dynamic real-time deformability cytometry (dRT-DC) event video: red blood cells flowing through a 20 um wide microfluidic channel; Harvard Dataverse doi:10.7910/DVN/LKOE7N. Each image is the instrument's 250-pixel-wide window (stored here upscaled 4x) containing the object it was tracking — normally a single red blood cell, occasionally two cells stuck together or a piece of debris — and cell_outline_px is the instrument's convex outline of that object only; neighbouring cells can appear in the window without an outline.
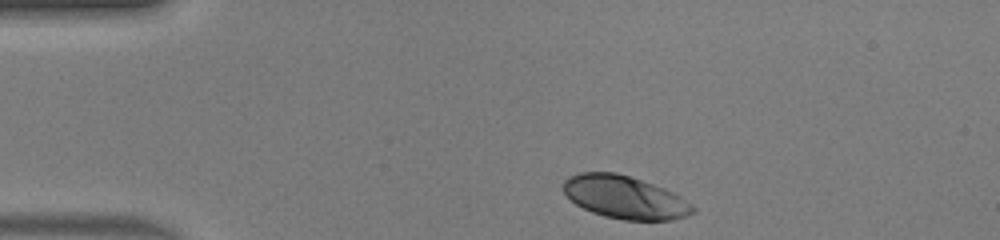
{"species": "human", "species_latin": "Homo sapiens", "temperature_condition": "warm", "stored_images_in_passage": 34, "camera_frame_rate_fps": 3000, "um_per_image_px": 0.085, "donor": {"sex": "male"}, "frame": {"image": 1, "passage_image": 1, "time_ms": 0.0, "image_size_px": [1000, 240], "cell_outline_px": [[696, 212], [688, 216], [672, 220], [624, 220], [604, 216], [592, 212], [576, 204], [564, 192], [564, 180], [580, 172], [616, 172], [664, 188], [680, 196], [692, 204], [696, 208]], "centroid_in_image_um": [53.15, 16.78], "position_along_channel_um": 31.8, "area_um2": 32.14}}
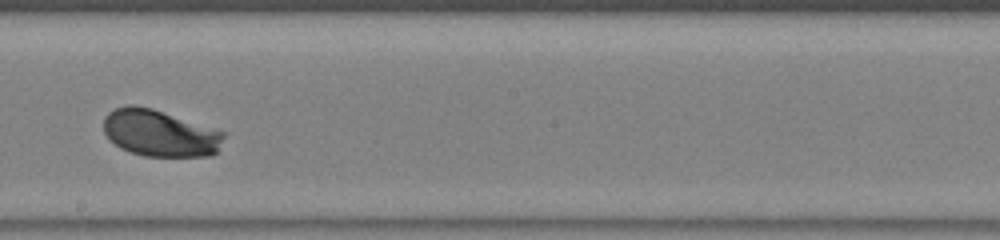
{"frame": {"image": 2, "passage_image": 20, "time_ms": 6.333, "image_size_px": [1000, 240], "cell_outline_px": [[224, 136], [216, 152], [212, 156], [144, 156], [120, 148], [104, 132], [104, 116], [108, 112], [116, 108], [128, 104], [136, 104], [152, 108], [224, 132]], "centroid_in_image_um": [13.56, 11.31], "position_along_channel_um": 234.6, "area_um2": 32.43}}
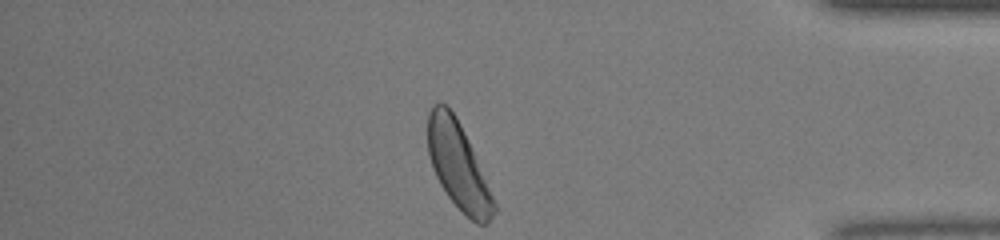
{"frame": {"image": 3, "passage_image": 34, "time_ms": 11.0, "image_size_px": [1000, 240], "cell_outline_px": [[496, 212], [484, 224], [476, 224], [448, 196], [440, 184], [436, 176], [428, 152], [428, 112], [432, 104], [440, 100], [456, 116], [472, 148], [496, 204]], "centroid_in_image_um": [38.93, 14.04], "position_along_channel_um": 396.3, "area_um2": 32.71}, "authors_computed_cell_mechanics": {"area_um2": 32.8593, "velocity_mm_per_s": 4.1032, "shape_relaxation_time_tau1_ms": 1.5241, "shape_relaxation_time_tau2_ms": null, "deformation_change_tau1": 0.1269, "deformation_change_tau2": null}}